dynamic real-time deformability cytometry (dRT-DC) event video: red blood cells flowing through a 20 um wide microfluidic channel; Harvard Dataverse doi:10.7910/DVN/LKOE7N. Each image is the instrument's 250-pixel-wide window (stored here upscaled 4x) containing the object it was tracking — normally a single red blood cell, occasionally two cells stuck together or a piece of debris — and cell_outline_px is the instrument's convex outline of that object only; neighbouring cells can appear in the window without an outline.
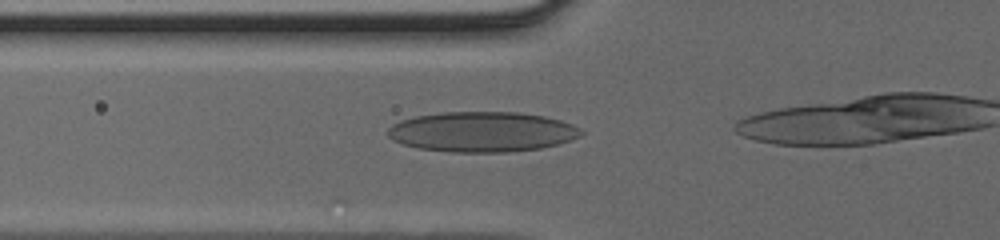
{"species": "human", "species_latin": "Homo sapiens", "temperature_condition": "cold", "stored_images_in_passage": 20, "camera_frame_rate_fps": 3000, "um_per_image_px": 0.085, "donor": {"sex": "male"}, "frame": {"image": 1, "passage_image": 13, "time_ms": 4.0, "image_size_px": [1000, 240], "cell_outline_px": [[584, 132], [580, 136], [556, 144], [540, 148], [508, 152], [452, 152], [420, 148], [404, 144], [392, 140], [388, 136], [388, 128], [392, 124], [400, 120], [416, 116], [444, 112], [520, 112], [544, 116], [560, 120], [572, 124], [580, 128]], "centroid_in_image_um": [40.97, 11.2], "position_along_channel_um": 84.8, "area_um2": 45.14}}
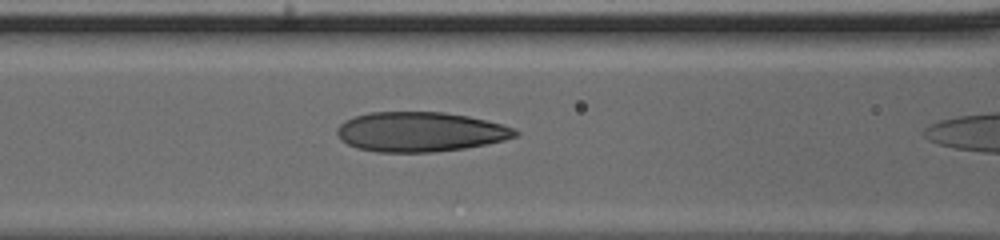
{"frame": {"image": 2, "passage_image": 16, "time_ms": 5.0, "image_size_px": [1000, 240], "cell_outline_px": [[520, 132], [516, 136], [504, 140], [464, 148], [432, 152], [376, 152], [356, 148], [340, 140], [336, 132], [336, 128], [344, 120], [352, 116], [368, 112], [444, 112], [468, 116], [516, 128]], "centroid_in_image_um": [35.66, 11.2], "position_along_channel_um": 130.9, "area_um2": 41.38}}
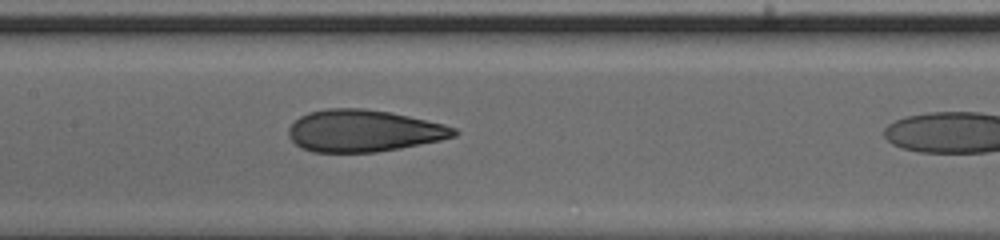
{"frame": {"image": 3, "passage_image": 19, "time_ms": 6.0, "image_size_px": [1000, 240], "cell_outline_px": [[460, 132], [456, 136], [440, 140], [400, 148], [376, 152], [312, 152], [300, 148], [288, 136], [288, 128], [300, 116], [308, 112], [328, 108], [364, 108], [388, 112], [408, 116], [444, 124], [456, 128]], "centroid_in_image_um": [30.89, 11.12], "position_along_channel_um": 176.5, "area_um2": 40.46}}